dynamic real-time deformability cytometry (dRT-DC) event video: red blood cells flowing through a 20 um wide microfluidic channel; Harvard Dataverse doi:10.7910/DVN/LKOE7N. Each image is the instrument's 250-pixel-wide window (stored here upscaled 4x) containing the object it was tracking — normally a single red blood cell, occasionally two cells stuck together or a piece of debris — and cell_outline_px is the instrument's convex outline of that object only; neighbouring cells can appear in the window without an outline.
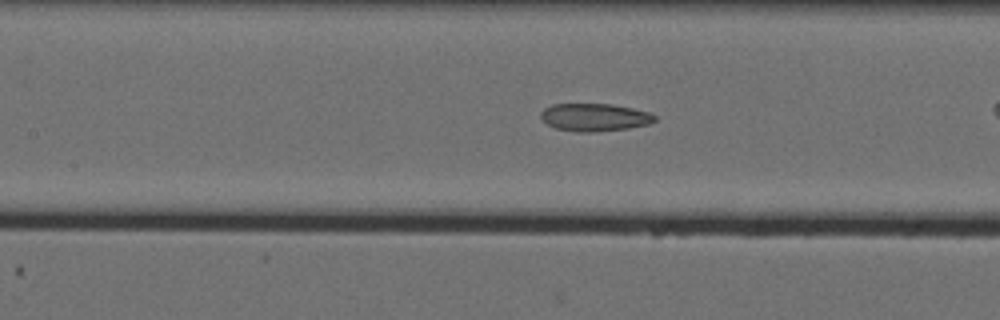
{"species": "Egyptian fruit bat (a non-hibernating species)", "species_latin": "Rousettus aegyptiacus", "temperature_condition": "cold", "stored_images_in_passage": 30, "camera_frame_rate_fps": 3000, "um_per_image_px": 0.085, "animal": {"sex": "female"}, "frame": {"image": 1, "passage_image": 9, "time_ms": 2.667, "image_size_px": [1000, 320], "cell_outline_px": [[656, 120], [648, 124], [628, 128], [596, 132], [576, 132], [556, 128], [548, 124], [540, 116], [540, 112], [544, 108], [552, 104], [612, 104], [632, 108], [648, 112], [656, 116]], "centroid_in_image_um": [50.53, 9.97], "position_along_channel_um": 156.9, "area_um2": 18.38}}
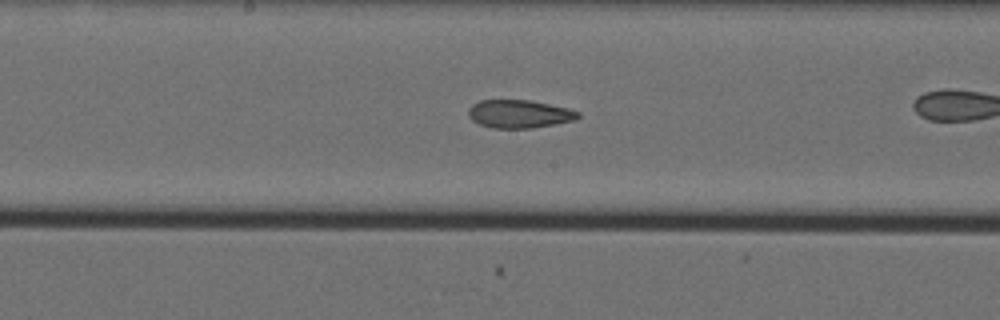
{"frame": {"image": 2, "passage_image": 13, "time_ms": 4.0, "image_size_px": [1000, 320], "cell_outline_px": [[580, 116], [576, 120], [532, 128], [492, 128], [480, 124], [472, 120], [468, 116], [468, 108], [472, 104], [480, 100], [528, 100], [568, 108], [580, 112]], "centroid_in_image_um": [44.12, 9.68], "position_along_channel_um": 204.1, "area_um2": 17.98}}